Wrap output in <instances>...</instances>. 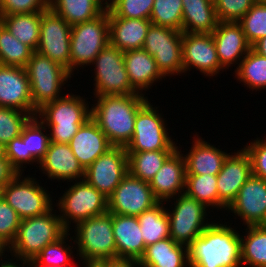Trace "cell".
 <instances>
[{
	"label": "cell",
	"instance_id": "6da1fadb",
	"mask_svg": "<svg viewBox=\"0 0 266 267\" xmlns=\"http://www.w3.org/2000/svg\"><path fill=\"white\" fill-rule=\"evenodd\" d=\"M96 98L97 103L91 107V118L113 146L125 147L133 136L137 112L148 102V98L144 94Z\"/></svg>",
	"mask_w": 266,
	"mask_h": 267
},
{
	"label": "cell",
	"instance_id": "7a4b0ae2",
	"mask_svg": "<svg viewBox=\"0 0 266 267\" xmlns=\"http://www.w3.org/2000/svg\"><path fill=\"white\" fill-rule=\"evenodd\" d=\"M213 222L188 246L189 267H240V234Z\"/></svg>",
	"mask_w": 266,
	"mask_h": 267
},
{
	"label": "cell",
	"instance_id": "3957f363",
	"mask_svg": "<svg viewBox=\"0 0 266 267\" xmlns=\"http://www.w3.org/2000/svg\"><path fill=\"white\" fill-rule=\"evenodd\" d=\"M80 95L66 94L45 104L37 112L40 121L50 129V140L69 144L79 128L91 118V108Z\"/></svg>",
	"mask_w": 266,
	"mask_h": 267
},
{
	"label": "cell",
	"instance_id": "277c9868",
	"mask_svg": "<svg viewBox=\"0 0 266 267\" xmlns=\"http://www.w3.org/2000/svg\"><path fill=\"white\" fill-rule=\"evenodd\" d=\"M53 210L52 207L44 214L21 220L16 239L9 248L14 259L33 260L45 246L56 242L67 232Z\"/></svg>",
	"mask_w": 266,
	"mask_h": 267
},
{
	"label": "cell",
	"instance_id": "5b68a950",
	"mask_svg": "<svg viewBox=\"0 0 266 267\" xmlns=\"http://www.w3.org/2000/svg\"><path fill=\"white\" fill-rule=\"evenodd\" d=\"M74 243L81 261L116 259L112 213L91 217L75 225Z\"/></svg>",
	"mask_w": 266,
	"mask_h": 267
},
{
	"label": "cell",
	"instance_id": "8992f818",
	"mask_svg": "<svg viewBox=\"0 0 266 267\" xmlns=\"http://www.w3.org/2000/svg\"><path fill=\"white\" fill-rule=\"evenodd\" d=\"M30 82L33 107L38 111L45 104L55 101L62 86L72 78L66 68L34 51L25 67Z\"/></svg>",
	"mask_w": 266,
	"mask_h": 267
},
{
	"label": "cell",
	"instance_id": "52a82bcc",
	"mask_svg": "<svg viewBox=\"0 0 266 267\" xmlns=\"http://www.w3.org/2000/svg\"><path fill=\"white\" fill-rule=\"evenodd\" d=\"M110 43L108 10L98 17L73 25L70 35V67L73 75L76 67L91 65L95 57Z\"/></svg>",
	"mask_w": 266,
	"mask_h": 267
},
{
	"label": "cell",
	"instance_id": "ba28073f",
	"mask_svg": "<svg viewBox=\"0 0 266 267\" xmlns=\"http://www.w3.org/2000/svg\"><path fill=\"white\" fill-rule=\"evenodd\" d=\"M70 186L57 202L59 213H62L59 217L67 232L70 231L72 221L77 225L86 219L108 212V198L85 179L76 180L74 185Z\"/></svg>",
	"mask_w": 266,
	"mask_h": 267
},
{
	"label": "cell",
	"instance_id": "9c48e42d",
	"mask_svg": "<svg viewBox=\"0 0 266 267\" xmlns=\"http://www.w3.org/2000/svg\"><path fill=\"white\" fill-rule=\"evenodd\" d=\"M95 65V97L138 93L129 82L124 54L110 43L92 61ZM96 93V94H95Z\"/></svg>",
	"mask_w": 266,
	"mask_h": 267
},
{
	"label": "cell",
	"instance_id": "30bf717a",
	"mask_svg": "<svg viewBox=\"0 0 266 267\" xmlns=\"http://www.w3.org/2000/svg\"><path fill=\"white\" fill-rule=\"evenodd\" d=\"M158 107L148 101L136 115L133 136L125 146L126 152L176 150L175 142L169 137L165 119L158 114Z\"/></svg>",
	"mask_w": 266,
	"mask_h": 267
},
{
	"label": "cell",
	"instance_id": "8fae6325",
	"mask_svg": "<svg viewBox=\"0 0 266 267\" xmlns=\"http://www.w3.org/2000/svg\"><path fill=\"white\" fill-rule=\"evenodd\" d=\"M18 173L1 189V197L17 212L21 219L31 218L48 212L52 198L48 190L40 186L35 178Z\"/></svg>",
	"mask_w": 266,
	"mask_h": 267
},
{
	"label": "cell",
	"instance_id": "7c38bea8",
	"mask_svg": "<svg viewBox=\"0 0 266 267\" xmlns=\"http://www.w3.org/2000/svg\"><path fill=\"white\" fill-rule=\"evenodd\" d=\"M182 31L151 24L143 49L154 57L161 74L171 76L183 73Z\"/></svg>",
	"mask_w": 266,
	"mask_h": 267
},
{
	"label": "cell",
	"instance_id": "4fadbf2b",
	"mask_svg": "<svg viewBox=\"0 0 266 267\" xmlns=\"http://www.w3.org/2000/svg\"><path fill=\"white\" fill-rule=\"evenodd\" d=\"M207 207L185 193L176 196L174 208L167 210L170 238L179 244L189 246L210 224ZM170 211V212H169Z\"/></svg>",
	"mask_w": 266,
	"mask_h": 267
},
{
	"label": "cell",
	"instance_id": "5bb4252c",
	"mask_svg": "<svg viewBox=\"0 0 266 267\" xmlns=\"http://www.w3.org/2000/svg\"><path fill=\"white\" fill-rule=\"evenodd\" d=\"M158 203L149 182L128 172L108 198V213L138 217Z\"/></svg>",
	"mask_w": 266,
	"mask_h": 267
},
{
	"label": "cell",
	"instance_id": "9a60e30c",
	"mask_svg": "<svg viewBox=\"0 0 266 267\" xmlns=\"http://www.w3.org/2000/svg\"><path fill=\"white\" fill-rule=\"evenodd\" d=\"M71 26L50 7L41 12L37 52L68 69Z\"/></svg>",
	"mask_w": 266,
	"mask_h": 267
},
{
	"label": "cell",
	"instance_id": "2e32d148",
	"mask_svg": "<svg viewBox=\"0 0 266 267\" xmlns=\"http://www.w3.org/2000/svg\"><path fill=\"white\" fill-rule=\"evenodd\" d=\"M127 173L126 148L113 146L85 169L84 179L106 198H109Z\"/></svg>",
	"mask_w": 266,
	"mask_h": 267
},
{
	"label": "cell",
	"instance_id": "e0dca14e",
	"mask_svg": "<svg viewBox=\"0 0 266 267\" xmlns=\"http://www.w3.org/2000/svg\"><path fill=\"white\" fill-rule=\"evenodd\" d=\"M182 64L184 74L192 67L208 77L223 70L212 33H183Z\"/></svg>",
	"mask_w": 266,
	"mask_h": 267
},
{
	"label": "cell",
	"instance_id": "ac0fdd59",
	"mask_svg": "<svg viewBox=\"0 0 266 267\" xmlns=\"http://www.w3.org/2000/svg\"><path fill=\"white\" fill-rule=\"evenodd\" d=\"M227 209L246 226L266 225V181L252 174Z\"/></svg>",
	"mask_w": 266,
	"mask_h": 267
},
{
	"label": "cell",
	"instance_id": "d6986e66",
	"mask_svg": "<svg viewBox=\"0 0 266 267\" xmlns=\"http://www.w3.org/2000/svg\"><path fill=\"white\" fill-rule=\"evenodd\" d=\"M251 175V159L245 149L233 155L229 153L217 174L218 209L226 210Z\"/></svg>",
	"mask_w": 266,
	"mask_h": 267
},
{
	"label": "cell",
	"instance_id": "ffe728a7",
	"mask_svg": "<svg viewBox=\"0 0 266 267\" xmlns=\"http://www.w3.org/2000/svg\"><path fill=\"white\" fill-rule=\"evenodd\" d=\"M0 107L24 111L32 117L37 115L24 67L0 65Z\"/></svg>",
	"mask_w": 266,
	"mask_h": 267
},
{
	"label": "cell",
	"instance_id": "44dd1931",
	"mask_svg": "<svg viewBox=\"0 0 266 267\" xmlns=\"http://www.w3.org/2000/svg\"><path fill=\"white\" fill-rule=\"evenodd\" d=\"M185 181V159L181 149L177 148L150 180L149 186L159 202H170L171 198L185 193Z\"/></svg>",
	"mask_w": 266,
	"mask_h": 267
},
{
	"label": "cell",
	"instance_id": "7402d4cb",
	"mask_svg": "<svg viewBox=\"0 0 266 267\" xmlns=\"http://www.w3.org/2000/svg\"><path fill=\"white\" fill-rule=\"evenodd\" d=\"M212 36L223 69L229 68L234 63L240 64L251 49L239 22H218Z\"/></svg>",
	"mask_w": 266,
	"mask_h": 267
},
{
	"label": "cell",
	"instance_id": "603a6c76",
	"mask_svg": "<svg viewBox=\"0 0 266 267\" xmlns=\"http://www.w3.org/2000/svg\"><path fill=\"white\" fill-rule=\"evenodd\" d=\"M74 156L83 169H87L99 156L106 153L113 145L99 128L98 124L89 118L73 136L69 143Z\"/></svg>",
	"mask_w": 266,
	"mask_h": 267
},
{
	"label": "cell",
	"instance_id": "cb8c5ba5",
	"mask_svg": "<svg viewBox=\"0 0 266 267\" xmlns=\"http://www.w3.org/2000/svg\"><path fill=\"white\" fill-rule=\"evenodd\" d=\"M40 169L50 179L82 180L85 170L74 156L69 144L50 142L45 157L39 163Z\"/></svg>",
	"mask_w": 266,
	"mask_h": 267
},
{
	"label": "cell",
	"instance_id": "d4e9b609",
	"mask_svg": "<svg viewBox=\"0 0 266 267\" xmlns=\"http://www.w3.org/2000/svg\"><path fill=\"white\" fill-rule=\"evenodd\" d=\"M112 228L117 258L139 261L146 246L137 217L112 214Z\"/></svg>",
	"mask_w": 266,
	"mask_h": 267
},
{
	"label": "cell",
	"instance_id": "484cf974",
	"mask_svg": "<svg viewBox=\"0 0 266 267\" xmlns=\"http://www.w3.org/2000/svg\"><path fill=\"white\" fill-rule=\"evenodd\" d=\"M110 44L122 52L142 49L148 29L147 19L108 17Z\"/></svg>",
	"mask_w": 266,
	"mask_h": 267
},
{
	"label": "cell",
	"instance_id": "4316f807",
	"mask_svg": "<svg viewBox=\"0 0 266 267\" xmlns=\"http://www.w3.org/2000/svg\"><path fill=\"white\" fill-rule=\"evenodd\" d=\"M192 147L184 155L186 175H217L229 156L224 151L197 136L193 137Z\"/></svg>",
	"mask_w": 266,
	"mask_h": 267
},
{
	"label": "cell",
	"instance_id": "83f0119b",
	"mask_svg": "<svg viewBox=\"0 0 266 267\" xmlns=\"http://www.w3.org/2000/svg\"><path fill=\"white\" fill-rule=\"evenodd\" d=\"M126 71L131 86L140 94L147 91L149 87L162 80L164 76L157 68L154 57L143 48L123 52Z\"/></svg>",
	"mask_w": 266,
	"mask_h": 267
},
{
	"label": "cell",
	"instance_id": "f1b7e54d",
	"mask_svg": "<svg viewBox=\"0 0 266 267\" xmlns=\"http://www.w3.org/2000/svg\"><path fill=\"white\" fill-rule=\"evenodd\" d=\"M139 264L140 267L189 266L188 246L174 242L171 238L162 239L146 247Z\"/></svg>",
	"mask_w": 266,
	"mask_h": 267
},
{
	"label": "cell",
	"instance_id": "f546056e",
	"mask_svg": "<svg viewBox=\"0 0 266 267\" xmlns=\"http://www.w3.org/2000/svg\"><path fill=\"white\" fill-rule=\"evenodd\" d=\"M182 32L212 33L218 24L214 0H182Z\"/></svg>",
	"mask_w": 266,
	"mask_h": 267
},
{
	"label": "cell",
	"instance_id": "4dcf8cb0",
	"mask_svg": "<svg viewBox=\"0 0 266 267\" xmlns=\"http://www.w3.org/2000/svg\"><path fill=\"white\" fill-rule=\"evenodd\" d=\"M49 7L71 27L96 18L107 9L101 0H49Z\"/></svg>",
	"mask_w": 266,
	"mask_h": 267
},
{
	"label": "cell",
	"instance_id": "1f68e13d",
	"mask_svg": "<svg viewBox=\"0 0 266 267\" xmlns=\"http://www.w3.org/2000/svg\"><path fill=\"white\" fill-rule=\"evenodd\" d=\"M1 23L20 42L37 50L40 40L41 12L11 14L1 17Z\"/></svg>",
	"mask_w": 266,
	"mask_h": 267
},
{
	"label": "cell",
	"instance_id": "d6a6232c",
	"mask_svg": "<svg viewBox=\"0 0 266 267\" xmlns=\"http://www.w3.org/2000/svg\"><path fill=\"white\" fill-rule=\"evenodd\" d=\"M164 203L159 202L137 217L146 247L162 239L170 238L169 219Z\"/></svg>",
	"mask_w": 266,
	"mask_h": 267
},
{
	"label": "cell",
	"instance_id": "836d02e7",
	"mask_svg": "<svg viewBox=\"0 0 266 267\" xmlns=\"http://www.w3.org/2000/svg\"><path fill=\"white\" fill-rule=\"evenodd\" d=\"M175 150L127 152L128 172L143 181L150 182L165 160Z\"/></svg>",
	"mask_w": 266,
	"mask_h": 267
},
{
	"label": "cell",
	"instance_id": "e575fe53",
	"mask_svg": "<svg viewBox=\"0 0 266 267\" xmlns=\"http://www.w3.org/2000/svg\"><path fill=\"white\" fill-rule=\"evenodd\" d=\"M241 238V262L251 267H266V225L247 226Z\"/></svg>",
	"mask_w": 266,
	"mask_h": 267
},
{
	"label": "cell",
	"instance_id": "d590c367",
	"mask_svg": "<svg viewBox=\"0 0 266 267\" xmlns=\"http://www.w3.org/2000/svg\"><path fill=\"white\" fill-rule=\"evenodd\" d=\"M236 68L235 77L240 83L243 82L252 91L266 88V57L250 49Z\"/></svg>",
	"mask_w": 266,
	"mask_h": 267
},
{
	"label": "cell",
	"instance_id": "8d00e7d4",
	"mask_svg": "<svg viewBox=\"0 0 266 267\" xmlns=\"http://www.w3.org/2000/svg\"><path fill=\"white\" fill-rule=\"evenodd\" d=\"M33 52L0 22V65L25 68Z\"/></svg>",
	"mask_w": 266,
	"mask_h": 267
},
{
	"label": "cell",
	"instance_id": "74e56055",
	"mask_svg": "<svg viewBox=\"0 0 266 267\" xmlns=\"http://www.w3.org/2000/svg\"><path fill=\"white\" fill-rule=\"evenodd\" d=\"M185 194L207 208H218L217 175H186Z\"/></svg>",
	"mask_w": 266,
	"mask_h": 267
},
{
	"label": "cell",
	"instance_id": "f35d334b",
	"mask_svg": "<svg viewBox=\"0 0 266 267\" xmlns=\"http://www.w3.org/2000/svg\"><path fill=\"white\" fill-rule=\"evenodd\" d=\"M45 129L48 130L35 116L28 121L22 130V140L25 143L26 154H31L39 163L45 157L51 142L50 136L42 132Z\"/></svg>",
	"mask_w": 266,
	"mask_h": 267
},
{
	"label": "cell",
	"instance_id": "ab89813d",
	"mask_svg": "<svg viewBox=\"0 0 266 267\" xmlns=\"http://www.w3.org/2000/svg\"><path fill=\"white\" fill-rule=\"evenodd\" d=\"M69 235L70 234L66 232L56 242L45 246L41 250V252L35 258H33V260L29 261V265H43L46 267H70L71 263L69 258L71 257V255L74 258V255L72 254L73 251L71 250L73 248V245L71 247V245L69 246L68 244H66V239H69L67 238Z\"/></svg>",
	"mask_w": 266,
	"mask_h": 267
},
{
	"label": "cell",
	"instance_id": "60d3db41",
	"mask_svg": "<svg viewBox=\"0 0 266 267\" xmlns=\"http://www.w3.org/2000/svg\"><path fill=\"white\" fill-rule=\"evenodd\" d=\"M182 0H154L150 21L153 25L182 31Z\"/></svg>",
	"mask_w": 266,
	"mask_h": 267
},
{
	"label": "cell",
	"instance_id": "b9f144b4",
	"mask_svg": "<svg viewBox=\"0 0 266 267\" xmlns=\"http://www.w3.org/2000/svg\"><path fill=\"white\" fill-rule=\"evenodd\" d=\"M238 22L251 46L266 37V3L258 0Z\"/></svg>",
	"mask_w": 266,
	"mask_h": 267
},
{
	"label": "cell",
	"instance_id": "7bdbcfd3",
	"mask_svg": "<svg viewBox=\"0 0 266 267\" xmlns=\"http://www.w3.org/2000/svg\"><path fill=\"white\" fill-rule=\"evenodd\" d=\"M31 118L27 112L0 107V144L6 146L12 139L21 135L23 127Z\"/></svg>",
	"mask_w": 266,
	"mask_h": 267
},
{
	"label": "cell",
	"instance_id": "ee69618b",
	"mask_svg": "<svg viewBox=\"0 0 266 267\" xmlns=\"http://www.w3.org/2000/svg\"><path fill=\"white\" fill-rule=\"evenodd\" d=\"M154 0H113L108 4V17L147 19L151 17Z\"/></svg>",
	"mask_w": 266,
	"mask_h": 267
},
{
	"label": "cell",
	"instance_id": "f6af8a7d",
	"mask_svg": "<svg viewBox=\"0 0 266 267\" xmlns=\"http://www.w3.org/2000/svg\"><path fill=\"white\" fill-rule=\"evenodd\" d=\"M21 220L17 212L0 196V248L4 252L16 239Z\"/></svg>",
	"mask_w": 266,
	"mask_h": 267
},
{
	"label": "cell",
	"instance_id": "bcb514c9",
	"mask_svg": "<svg viewBox=\"0 0 266 267\" xmlns=\"http://www.w3.org/2000/svg\"><path fill=\"white\" fill-rule=\"evenodd\" d=\"M258 0H214L219 22H238Z\"/></svg>",
	"mask_w": 266,
	"mask_h": 267
},
{
	"label": "cell",
	"instance_id": "7dc6e473",
	"mask_svg": "<svg viewBox=\"0 0 266 267\" xmlns=\"http://www.w3.org/2000/svg\"><path fill=\"white\" fill-rule=\"evenodd\" d=\"M48 8L49 0H0V17L43 12Z\"/></svg>",
	"mask_w": 266,
	"mask_h": 267
},
{
	"label": "cell",
	"instance_id": "c3c4849f",
	"mask_svg": "<svg viewBox=\"0 0 266 267\" xmlns=\"http://www.w3.org/2000/svg\"><path fill=\"white\" fill-rule=\"evenodd\" d=\"M5 156L9 160L11 166L18 172L23 173L24 170L21 168L23 164H33L34 162L37 164L39 163L31 154H26L25 143L22 140V133L21 135L12 139L6 146H5ZM23 171V172H22Z\"/></svg>",
	"mask_w": 266,
	"mask_h": 267
},
{
	"label": "cell",
	"instance_id": "681fc988",
	"mask_svg": "<svg viewBox=\"0 0 266 267\" xmlns=\"http://www.w3.org/2000/svg\"><path fill=\"white\" fill-rule=\"evenodd\" d=\"M244 149L251 159L252 174L266 181V139L256 138Z\"/></svg>",
	"mask_w": 266,
	"mask_h": 267
},
{
	"label": "cell",
	"instance_id": "f907efd6",
	"mask_svg": "<svg viewBox=\"0 0 266 267\" xmlns=\"http://www.w3.org/2000/svg\"><path fill=\"white\" fill-rule=\"evenodd\" d=\"M18 172L11 166L7 158L0 160V189L10 182Z\"/></svg>",
	"mask_w": 266,
	"mask_h": 267
},
{
	"label": "cell",
	"instance_id": "816d5d0a",
	"mask_svg": "<svg viewBox=\"0 0 266 267\" xmlns=\"http://www.w3.org/2000/svg\"><path fill=\"white\" fill-rule=\"evenodd\" d=\"M106 267H139V261L133 259H109L101 261Z\"/></svg>",
	"mask_w": 266,
	"mask_h": 267
},
{
	"label": "cell",
	"instance_id": "f5cc1de1",
	"mask_svg": "<svg viewBox=\"0 0 266 267\" xmlns=\"http://www.w3.org/2000/svg\"><path fill=\"white\" fill-rule=\"evenodd\" d=\"M251 49L258 53L259 55L266 57V37H263L256 41L252 46Z\"/></svg>",
	"mask_w": 266,
	"mask_h": 267
},
{
	"label": "cell",
	"instance_id": "db71d44e",
	"mask_svg": "<svg viewBox=\"0 0 266 267\" xmlns=\"http://www.w3.org/2000/svg\"><path fill=\"white\" fill-rule=\"evenodd\" d=\"M21 263H22V265L21 264L17 265L16 262L12 263L11 259H10V262L9 261H7V262L5 261L4 263L2 262L0 267H24V265L25 266L27 265V267H30L29 262H27V261H22Z\"/></svg>",
	"mask_w": 266,
	"mask_h": 267
},
{
	"label": "cell",
	"instance_id": "11a10c76",
	"mask_svg": "<svg viewBox=\"0 0 266 267\" xmlns=\"http://www.w3.org/2000/svg\"><path fill=\"white\" fill-rule=\"evenodd\" d=\"M83 264L84 267H106L101 261H88V262H83Z\"/></svg>",
	"mask_w": 266,
	"mask_h": 267
},
{
	"label": "cell",
	"instance_id": "9f6ffc18",
	"mask_svg": "<svg viewBox=\"0 0 266 267\" xmlns=\"http://www.w3.org/2000/svg\"><path fill=\"white\" fill-rule=\"evenodd\" d=\"M5 158H6V156H5V146L0 144V160H3Z\"/></svg>",
	"mask_w": 266,
	"mask_h": 267
},
{
	"label": "cell",
	"instance_id": "6f0895ef",
	"mask_svg": "<svg viewBox=\"0 0 266 267\" xmlns=\"http://www.w3.org/2000/svg\"><path fill=\"white\" fill-rule=\"evenodd\" d=\"M101 1H102V2H104V1H105V2H104V3H105V5H106V6H108V4H110V2H112L113 0H101Z\"/></svg>",
	"mask_w": 266,
	"mask_h": 267
},
{
	"label": "cell",
	"instance_id": "680465c9",
	"mask_svg": "<svg viewBox=\"0 0 266 267\" xmlns=\"http://www.w3.org/2000/svg\"><path fill=\"white\" fill-rule=\"evenodd\" d=\"M4 254H5V252L0 248V257L2 258Z\"/></svg>",
	"mask_w": 266,
	"mask_h": 267
},
{
	"label": "cell",
	"instance_id": "91938a15",
	"mask_svg": "<svg viewBox=\"0 0 266 267\" xmlns=\"http://www.w3.org/2000/svg\"><path fill=\"white\" fill-rule=\"evenodd\" d=\"M30 267H46V266H43V265H30Z\"/></svg>",
	"mask_w": 266,
	"mask_h": 267
}]
</instances>
